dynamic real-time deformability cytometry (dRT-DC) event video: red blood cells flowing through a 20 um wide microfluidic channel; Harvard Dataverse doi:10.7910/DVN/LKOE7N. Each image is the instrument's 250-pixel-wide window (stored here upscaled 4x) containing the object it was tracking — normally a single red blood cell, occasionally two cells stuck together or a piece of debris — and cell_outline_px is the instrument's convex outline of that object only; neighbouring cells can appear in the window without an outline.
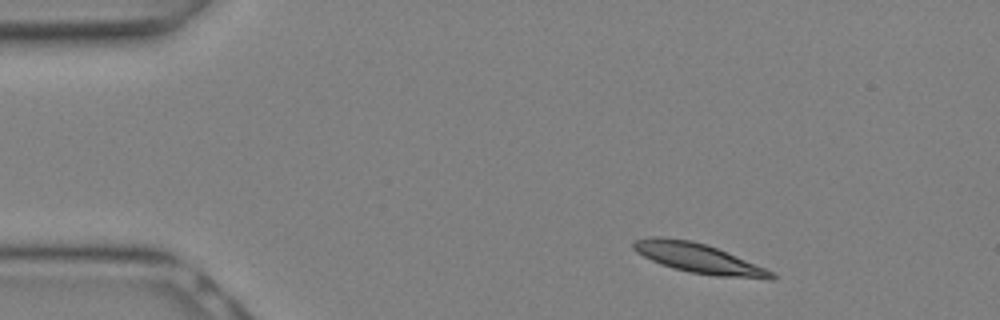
{"species": "Egyptian fruit bat (a non-hibernating species)", "species_latin": "Rousettus aegyptiacus", "temperature_condition": "warm", "stored_images_in_passage": 8, "camera_frame_rate_fps": 3000, "um_per_image_px": 0.085, "animal": {"sex": "female"}, "frame": {"image": 1, "passage_image": 2, "time_ms": 0.333, "image_size_px": [1000, 320], "cell_outline_px": [[776, 276], [772, 280], [768, 280], [716, 276], [688, 272], [672, 268], [660, 264], [636, 252], [632, 248], [632, 244], [636, 240], [652, 236], [660, 236], [692, 240], [716, 248], [776, 272]], "centroid_in_image_um": [59.4, 21.97], "position_along_channel_um": 25.6, "area_um2": 24.04}}
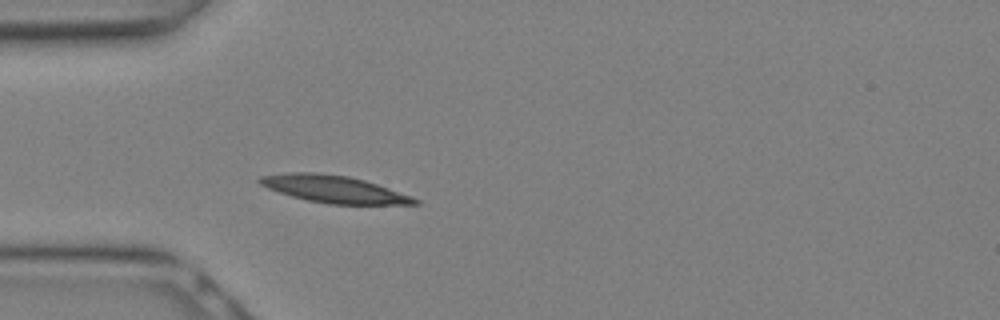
{"frame": {"image": 2, "passage_image": 6, "time_ms": 1.667, "image_size_px": [1000, 320], "cell_outline_px": [[420, 204], [328, 204], [308, 200], [292, 196], [268, 188], [260, 184], [256, 180], [260, 176], [288, 172], [316, 172], [348, 176], [364, 180], [412, 196], [420, 200]], "centroid_in_image_um": [28.37, 16.07], "position_along_channel_um": 56.6, "area_um2": 24.39}}